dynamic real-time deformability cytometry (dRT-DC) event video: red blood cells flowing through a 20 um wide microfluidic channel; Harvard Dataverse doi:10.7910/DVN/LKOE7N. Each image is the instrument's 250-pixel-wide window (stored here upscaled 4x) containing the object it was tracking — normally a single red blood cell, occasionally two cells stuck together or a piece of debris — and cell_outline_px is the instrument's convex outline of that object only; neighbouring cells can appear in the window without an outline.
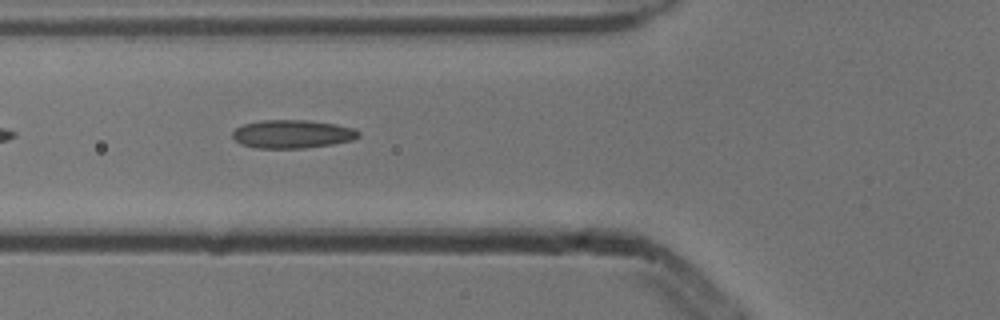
{"species": "common noctule bat (a hibernating species)", "species_latin": "Nyctalus noctula", "temperature_condition": "cold", "stored_images_in_passage": 7, "camera_frame_rate_fps": 3000, "um_per_image_px": 0.085, "animal": {"sex": "male", "body_mass_g": 13.3}, "frame": {"image": 1, "passage_image": 5, "time_ms": 1.333, "image_size_px": [1000, 320], "cell_outline_px": [[360, 136], [352, 140], [332, 144], [304, 148], [256, 148], [240, 144], [232, 136], [232, 132], [236, 128], [244, 124], [260, 120], [308, 120], [336, 124], [356, 128], [360, 132]], "centroid_in_image_um": [24.86, 11.39], "position_along_channel_um": 100.9, "area_um2": 20.92}}
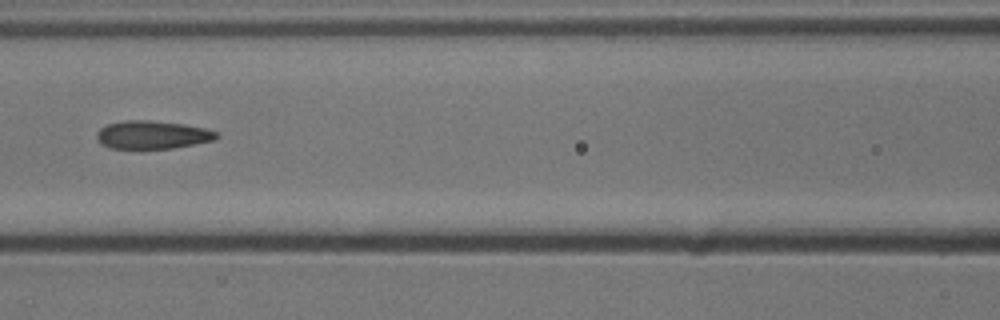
{"frame": {"image": 2, "passage_image": 6, "time_ms": 1.667, "image_size_px": [1000, 320], "cell_outline_px": [[220, 136], [216, 140], [172, 148], [108, 148], [100, 144], [96, 136], [100, 128], [108, 124], [124, 120], [148, 120], [184, 124], [204, 128], [220, 132]], "centroid_in_image_um": [12.98, 11.45], "position_along_channel_um": 153.6, "area_um2": 19.71}}
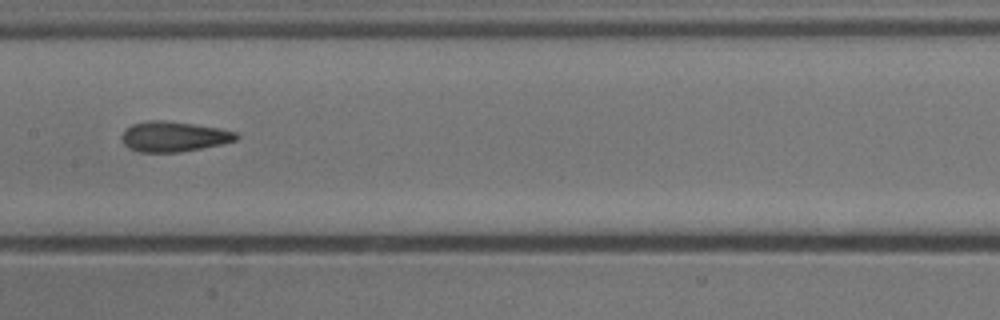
{"frame": {"image": 3, "passage_image": 7, "time_ms": 2.0, "image_size_px": [1000, 320], "cell_outline_px": [[240, 136], [236, 140], [220, 144], [180, 152], [140, 152], [128, 148], [124, 144], [120, 136], [124, 128], [132, 124], [148, 120], [164, 120], [196, 124], [220, 128], [236, 132]], "centroid_in_image_um": [14.73, 11.59], "position_along_channel_um": 192.7, "area_um2": 20.35}}